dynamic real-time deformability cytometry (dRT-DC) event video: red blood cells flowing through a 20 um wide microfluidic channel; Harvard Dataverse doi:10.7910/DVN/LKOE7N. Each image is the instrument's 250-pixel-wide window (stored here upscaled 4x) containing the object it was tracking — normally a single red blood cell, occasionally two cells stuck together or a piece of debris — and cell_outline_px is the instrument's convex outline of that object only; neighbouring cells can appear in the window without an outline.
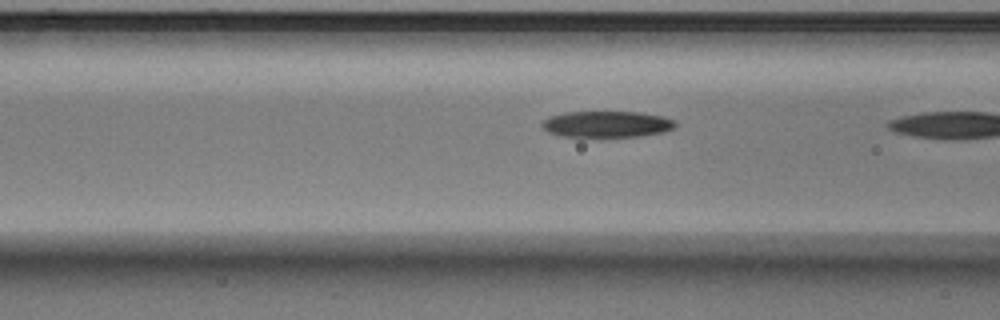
{"species": "Egyptian fruit bat (a non-hibernating species)", "species_latin": "Rousettus aegyptiacus", "temperature_condition": "warm", "stored_images_in_passage": 7, "camera_frame_rate_fps": 3000, "um_per_image_px": 0.085, "animal": {"sex": "male"}, "frame": {"image": 1, "passage_image": 6, "time_ms": 1.667, "image_size_px": [1000, 320], "cell_outline_px": [[676, 124], [672, 128], [664, 132], [640, 136], [560, 136], [548, 132], [540, 124], [548, 116], [564, 112], [640, 112], [660, 116], [676, 120]], "centroid_in_image_um": [51.55, 10.54], "position_along_channel_um": 115.0, "area_um2": 20.29}}